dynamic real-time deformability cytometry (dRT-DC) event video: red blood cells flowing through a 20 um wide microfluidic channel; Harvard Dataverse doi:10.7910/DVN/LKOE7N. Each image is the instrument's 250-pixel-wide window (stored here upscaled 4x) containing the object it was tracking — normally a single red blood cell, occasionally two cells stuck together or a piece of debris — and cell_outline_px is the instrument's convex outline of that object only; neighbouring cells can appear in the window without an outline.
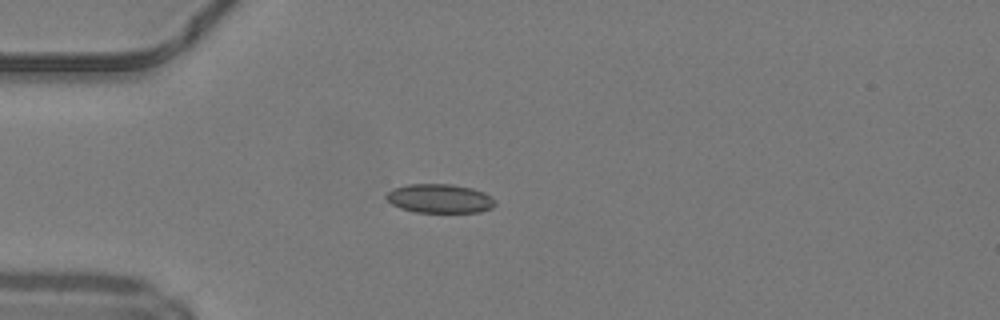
{"species": "common noctule bat (a hibernating species)", "species_latin": "Nyctalus noctula", "temperature_condition": "warm", "stored_images_in_passage": 36, "camera_frame_rate_fps": 3000, "um_per_image_px": 0.085, "animal": {"sex": "male", "body_mass_g": 19.2, "forearm_length_mm": 51.8}, "frame": {"image": 1, "passage_image": 1, "time_ms": 0.0, "image_size_px": [1000, 320], "cell_outline_px": [[496, 204], [492, 208], [480, 212], [416, 212], [400, 208], [392, 204], [384, 196], [392, 188], [408, 184], [452, 184], [472, 188], [484, 192], [496, 200]], "centroid_in_image_um": [37.38, 16.87], "position_along_channel_um": 47.6, "area_um2": 18.5}}
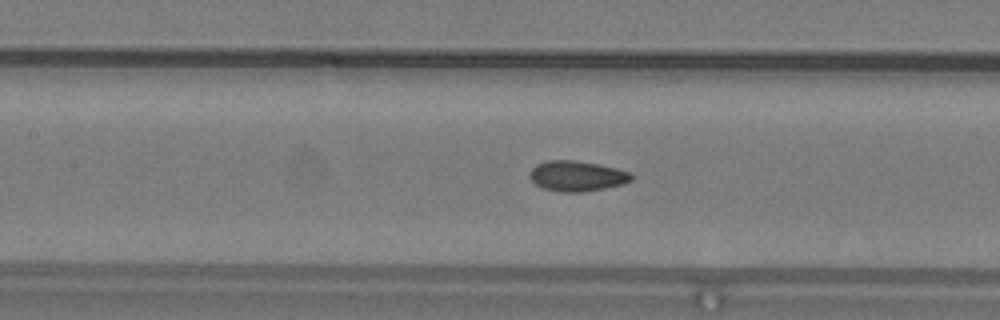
{"frame": {"image": 2, "passage_image": 10, "time_ms": 3.0, "image_size_px": [1000, 320], "cell_outline_px": [[632, 180], [624, 184], [584, 192], [560, 192], [544, 188], [536, 184], [528, 176], [528, 172], [536, 164], [548, 160], [572, 160], [596, 164], [616, 168], [632, 172]], "centroid_in_image_um": [49.03, 14.96], "position_along_channel_um": 158.4, "area_um2": 18.03}}
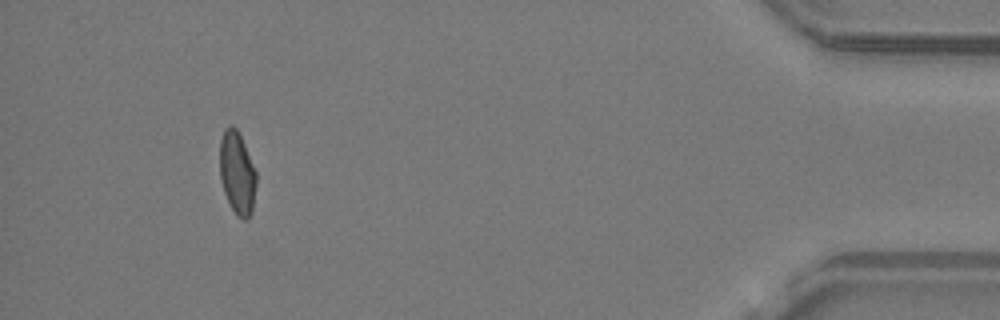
{"frame": {"image": 3, "passage_image": 33, "time_ms": 10.667, "image_size_px": [1000, 320], "cell_outline_px": [[256, 184], [252, 212], [248, 220], [244, 220], [236, 216], [224, 192], [220, 180], [220, 140], [224, 128], [232, 124], [236, 128], [244, 144], [256, 172]], "centroid_in_image_um": [20.15, 14.72], "position_along_channel_um": 415.0, "area_um2": 17.63}, "authors_computed_cell_mechanics": {"area_um2": 17.7735, "velocity_mm_per_s": 4.2309, "shape_relaxation_time_tau1_ms": null, "shape_relaxation_time_tau2_ms": 1.4548, "deformation_change_tau1": null, "deformation_change_tau2": 0.0564}}